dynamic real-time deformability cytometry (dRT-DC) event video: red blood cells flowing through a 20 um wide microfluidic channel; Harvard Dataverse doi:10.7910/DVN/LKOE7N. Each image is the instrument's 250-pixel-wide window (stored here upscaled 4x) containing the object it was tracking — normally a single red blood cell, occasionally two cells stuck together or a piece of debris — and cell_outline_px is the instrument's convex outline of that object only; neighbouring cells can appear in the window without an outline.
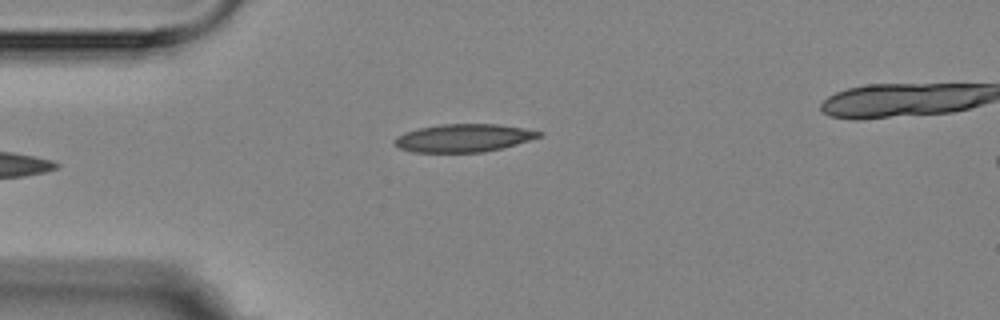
{"species": "Egyptian fruit bat (a non-hibernating species)", "species_latin": "Rousettus aegyptiacus", "temperature_condition": "room temperature", "stored_images_in_passage": 5, "camera_frame_rate_fps": 3000, "um_per_image_px": 0.085, "animal": {"sex": "female"}, "frame": {"image": 1, "passage_image": 5, "time_ms": 4.667, "image_size_px": [1000, 320], "cell_outline_px": [[544, 136], [516, 144], [484, 152], [412, 152], [400, 148], [392, 144], [392, 140], [396, 136], [404, 132], [420, 128], [440, 124], [496, 124], [544, 132]], "centroid_in_image_um": [39.36, 11.73], "position_along_channel_um": 45.6, "area_um2": 23.52}}